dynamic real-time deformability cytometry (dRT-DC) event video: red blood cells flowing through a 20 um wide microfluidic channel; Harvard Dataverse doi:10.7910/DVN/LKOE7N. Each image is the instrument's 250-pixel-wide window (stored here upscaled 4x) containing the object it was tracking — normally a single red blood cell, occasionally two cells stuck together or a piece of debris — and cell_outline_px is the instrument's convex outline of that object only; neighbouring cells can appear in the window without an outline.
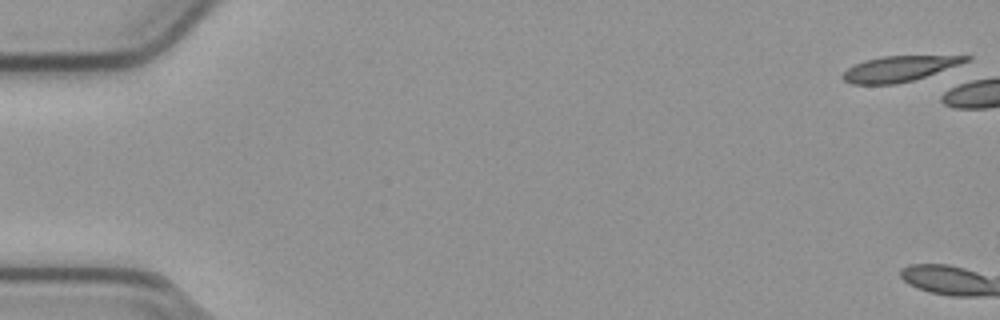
{"species": "common noctule bat (a hibernating species)", "species_latin": "Nyctalus noctula", "temperature_condition": "cold", "stored_images_in_passage": 5, "camera_frame_rate_fps": 3000, "um_per_image_px": 0.085, "animal": {"sex": "male", "body_mass_g": 23.1, "forearm_length_mm": 52.7}, "frame": {"image": 1, "passage_image": 1, "time_ms": 0.0, "image_size_px": [1000, 320], "cell_outline_px": [[972, 56], [968, 60], [960, 64], [912, 80], [896, 84], [852, 84], [844, 80], [840, 76], [848, 68], [864, 60], [884, 56]], "centroid_in_image_um": [76.36, 5.84], "position_along_channel_um": 8.6, "area_um2": 17.86}}